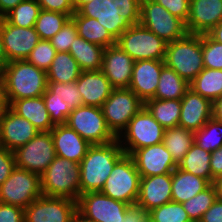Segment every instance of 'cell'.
Here are the masks:
<instances>
[{"instance_id": "cell-10", "label": "cell", "mask_w": 222, "mask_h": 222, "mask_svg": "<svg viewBox=\"0 0 222 222\" xmlns=\"http://www.w3.org/2000/svg\"><path fill=\"white\" fill-rule=\"evenodd\" d=\"M42 195L40 175L15 167L11 175L0 185V202L22 209Z\"/></svg>"}, {"instance_id": "cell-45", "label": "cell", "mask_w": 222, "mask_h": 222, "mask_svg": "<svg viewBox=\"0 0 222 222\" xmlns=\"http://www.w3.org/2000/svg\"><path fill=\"white\" fill-rule=\"evenodd\" d=\"M77 36L76 25L70 18L62 29L50 39V41L57 52H69L71 44L74 43Z\"/></svg>"}, {"instance_id": "cell-41", "label": "cell", "mask_w": 222, "mask_h": 222, "mask_svg": "<svg viewBox=\"0 0 222 222\" xmlns=\"http://www.w3.org/2000/svg\"><path fill=\"white\" fill-rule=\"evenodd\" d=\"M42 96L52 123L54 125L65 124L72 110L69 105L60 96H56L48 89Z\"/></svg>"}, {"instance_id": "cell-15", "label": "cell", "mask_w": 222, "mask_h": 222, "mask_svg": "<svg viewBox=\"0 0 222 222\" xmlns=\"http://www.w3.org/2000/svg\"><path fill=\"white\" fill-rule=\"evenodd\" d=\"M0 32L7 63L14 60H26L41 40L34 27L13 26L5 18H0Z\"/></svg>"}, {"instance_id": "cell-51", "label": "cell", "mask_w": 222, "mask_h": 222, "mask_svg": "<svg viewBox=\"0 0 222 222\" xmlns=\"http://www.w3.org/2000/svg\"><path fill=\"white\" fill-rule=\"evenodd\" d=\"M199 222H222V200L217 198Z\"/></svg>"}, {"instance_id": "cell-44", "label": "cell", "mask_w": 222, "mask_h": 222, "mask_svg": "<svg viewBox=\"0 0 222 222\" xmlns=\"http://www.w3.org/2000/svg\"><path fill=\"white\" fill-rule=\"evenodd\" d=\"M202 53L204 68L222 70V44L208 34H202Z\"/></svg>"}, {"instance_id": "cell-24", "label": "cell", "mask_w": 222, "mask_h": 222, "mask_svg": "<svg viewBox=\"0 0 222 222\" xmlns=\"http://www.w3.org/2000/svg\"><path fill=\"white\" fill-rule=\"evenodd\" d=\"M56 156L80 163L91 144L66 124L51 129Z\"/></svg>"}, {"instance_id": "cell-47", "label": "cell", "mask_w": 222, "mask_h": 222, "mask_svg": "<svg viewBox=\"0 0 222 222\" xmlns=\"http://www.w3.org/2000/svg\"><path fill=\"white\" fill-rule=\"evenodd\" d=\"M162 5L172 15L180 18L185 23L189 16L190 0H154Z\"/></svg>"}, {"instance_id": "cell-23", "label": "cell", "mask_w": 222, "mask_h": 222, "mask_svg": "<svg viewBox=\"0 0 222 222\" xmlns=\"http://www.w3.org/2000/svg\"><path fill=\"white\" fill-rule=\"evenodd\" d=\"M81 16L95 18L117 40L131 24L115 10L114 0H92L78 11Z\"/></svg>"}, {"instance_id": "cell-5", "label": "cell", "mask_w": 222, "mask_h": 222, "mask_svg": "<svg viewBox=\"0 0 222 222\" xmlns=\"http://www.w3.org/2000/svg\"><path fill=\"white\" fill-rule=\"evenodd\" d=\"M165 128L143 106L117 137L125 154L163 142Z\"/></svg>"}, {"instance_id": "cell-28", "label": "cell", "mask_w": 222, "mask_h": 222, "mask_svg": "<svg viewBox=\"0 0 222 222\" xmlns=\"http://www.w3.org/2000/svg\"><path fill=\"white\" fill-rule=\"evenodd\" d=\"M104 50V47L77 36L71 44L69 53L76 60L81 71H98L102 68Z\"/></svg>"}, {"instance_id": "cell-53", "label": "cell", "mask_w": 222, "mask_h": 222, "mask_svg": "<svg viewBox=\"0 0 222 222\" xmlns=\"http://www.w3.org/2000/svg\"><path fill=\"white\" fill-rule=\"evenodd\" d=\"M122 222H149V215L144 209L135 205L126 212Z\"/></svg>"}, {"instance_id": "cell-27", "label": "cell", "mask_w": 222, "mask_h": 222, "mask_svg": "<svg viewBox=\"0 0 222 222\" xmlns=\"http://www.w3.org/2000/svg\"><path fill=\"white\" fill-rule=\"evenodd\" d=\"M210 183L178 167L172 172V201L184 203L206 189Z\"/></svg>"}, {"instance_id": "cell-49", "label": "cell", "mask_w": 222, "mask_h": 222, "mask_svg": "<svg viewBox=\"0 0 222 222\" xmlns=\"http://www.w3.org/2000/svg\"><path fill=\"white\" fill-rule=\"evenodd\" d=\"M42 10L68 14L70 17L75 13L72 0H37Z\"/></svg>"}, {"instance_id": "cell-17", "label": "cell", "mask_w": 222, "mask_h": 222, "mask_svg": "<svg viewBox=\"0 0 222 222\" xmlns=\"http://www.w3.org/2000/svg\"><path fill=\"white\" fill-rule=\"evenodd\" d=\"M39 131L27 119L18 116L9 107L0 116L1 146L15 151L33 139Z\"/></svg>"}, {"instance_id": "cell-54", "label": "cell", "mask_w": 222, "mask_h": 222, "mask_svg": "<svg viewBox=\"0 0 222 222\" xmlns=\"http://www.w3.org/2000/svg\"><path fill=\"white\" fill-rule=\"evenodd\" d=\"M24 0H0V18H4L14 7Z\"/></svg>"}, {"instance_id": "cell-48", "label": "cell", "mask_w": 222, "mask_h": 222, "mask_svg": "<svg viewBox=\"0 0 222 222\" xmlns=\"http://www.w3.org/2000/svg\"><path fill=\"white\" fill-rule=\"evenodd\" d=\"M16 167L15 155L11 150L0 146V185L11 175Z\"/></svg>"}, {"instance_id": "cell-46", "label": "cell", "mask_w": 222, "mask_h": 222, "mask_svg": "<svg viewBox=\"0 0 222 222\" xmlns=\"http://www.w3.org/2000/svg\"><path fill=\"white\" fill-rule=\"evenodd\" d=\"M141 0H114L116 12L131 25L140 21Z\"/></svg>"}, {"instance_id": "cell-6", "label": "cell", "mask_w": 222, "mask_h": 222, "mask_svg": "<svg viewBox=\"0 0 222 222\" xmlns=\"http://www.w3.org/2000/svg\"><path fill=\"white\" fill-rule=\"evenodd\" d=\"M141 176L131 155L124 154L114 165L101 192L110 198L136 205Z\"/></svg>"}, {"instance_id": "cell-16", "label": "cell", "mask_w": 222, "mask_h": 222, "mask_svg": "<svg viewBox=\"0 0 222 222\" xmlns=\"http://www.w3.org/2000/svg\"><path fill=\"white\" fill-rule=\"evenodd\" d=\"M131 157L141 177L172 173L178 167L163 143L137 149Z\"/></svg>"}, {"instance_id": "cell-12", "label": "cell", "mask_w": 222, "mask_h": 222, "mask_svg": "<svg viewBox=\"0 0 222 222\" xmlns=\"http://www.w3.org/2000/svg\"><path fill=\"white\" fill-rule=\"evenodd\" d=\"M131 207L101 191L81 194L77 201V211L94 222H122Z\"/></svg>"}, {"instance_id": "cell-7", "label": "cell", "mask_w": 222, "mask_h": 222, "mask_svg": "<svg viewBox=\"0 0 222 222\" xmlns=\"http://www.w3.org/2000/svg\"><path fill=\"white\" fill-rule=\"evenodd\" d=\"M116 45L136 62L164 60L167 42L138 23L125 30L116 40Z\"/></svg>"}, {"instance_id": "cell-57", "label": "cell", "mask_w": 222, "mask_h": 222, "mask_svg": "<svg viewBox=\"0 0 222 222\" xmlns=\"http://www.w3.org/2000/svg\"><path fill=\"white\" fill-rule=\"evenodd\" d=\"M8 108V103L5 96L3 82H0V116L5 112Z\"/></svg>"}, {"instance_id": "cell-61", "label": "cell", "mask_w": 222, "mask_h": 222, "mask_svg": "<svg viewBox=\"0 0 222 222\" xmlns=\"http://www.w3.org/2000/svg\"><path fill=\"white\" fill-rule=\"evenodd\" d=\"M91 1L92 0H72L75 12H77L84 4Z\"/></svg>"}, {"instance_id": "cell-55", "label": "cell", "mask_w": 222, "mask_h": 222, "mask_svg": "<svg viewBox=\"0 0 222 222\" xmlns=\"http://www.w3.org/2000/svg\"><path fill=\"white\" fill-rule=\"evenodd\" d=\"M212 117L222 122V95L212 103Z\"/></svg>"}, {"instance_id": "cell-56", "label": "cell", "mask_w": 222, "mask_h": 222, "mask_svg": "<svg viewBox=\"0 0 222 222\" xmlns=\"http://www.w3.org/2000/svg\"><path fill=\"white\" fill-rule=\"evenodd\" d=\"M213 40L222 44V21L207 33Z\"/></svg>"}, {"instance_id": "cell-34", "label": "cell", "mask_w": 222, "mask_h": 222, "mask_svg": "<svg viewBox=\"0 0 222 222\" xmlns=\"http://www.w3.org/2000/svg\"><path fill=\"white\" fill-rule=\"evenodd\" d=\"M162 143L178 165L194 143V132L181 126L165 129Z\"/></svg>"}, {"instance_id": "cell-1", "label": "cell", "mask_w": 222, "mask_h": 222, "mask_svg": "<svg viewBox=\"0 0 222 222\" xmlns=\"http://www.w3.org/2000/svg\"><path fill=\"white\" fill-rule=\"evenodd\" d=\"M125 154L118 139L91 145L80 164V195L101 191L115 163Z\"/></svg>"}, {"instance_id": "cell-25", "label": "cell", "mask_w": 222, "mask_h": 222, "mask_svg": "<svg viewBox=\"0 0 222 222\" xmlns=\"http://www.w3.org/2000/svg\"><path fill=\"white\" fill-rule=\"evenodd\" d=\"M76 83L85 106L101 108L114 89L101 70L81 71Z\"/></svg>"}, {"instance_id": "cell-32", "label": "cell", "mask_w": 222, "mask_h": 222, "mask_svg": "<svg viewBox=\"0 0 222 222\" xmlns=\"http://www.w3.org/2000/svg\"><path fill=\"white\" fill-rule=\"evenodd\" d=\"M46 73L48 82L65 84L75 82L81 74V69L69 52H57Z\"/></svg>"}, {"instance_id": "cell-26", "label": "cell", "mask_w": 222, "mask_h": 222, "mask_svg": "<svg viewBox=\"0 0 222 222\" xmlns=\"http://www.w3.org/2000/svg\"><path fill=\"white\" fill-rule=\"evenodd\" d=\"M18 116L29 120L39 132H48L55 126L46 109L43 96L14 100L8 106Z\"/></svg>"}, {"instance_id": "cell-35", "label": "cell", "mask_w": 222, "mask_h": 222, "mask_svg": "<svg viewBox=\"0 0 222 222\" xmlns=\"http://www.w3.org/2000/svg\"><path fill=\"white\" fill-rule=\"evenodd\" d=\"M189 88L213 103L222 95V70L204 68L189 83Z\"/></svg>"}, {"instance_id": "cell-59", "label": "cell", "mask_w": 222, "mask_h": 222, "mask_svg": "<svg viewBox=\"0 0 222 222\" xmlns=\"http://www.w3.org/2000/svg\"><path fill=\"white\" fill-rule=\"evenodd\" d=\"M0 64L4 67L7 64V57L3 46L2 35L0 32Z\"/></svg>"}, {"instance_id": "cell-50", "label": "cell", "mask_w": 222, "mask_h": 222, "mask_svg": "<svg viewBox=\"0 0 222 222\" xmlns=\"http://www.w3.org/2000/svg\"><path fill=\"white\" fill-rule=\"evenodd\" d=\"M0 222H24V209L0 202Z\"/></svg>"}, {"instance_id": "cell-8", "label": "cell", "mask_w": 222, "mask_h": 222, "mask_svg": "<svg viewBox=\"0 0 222 222\" xmlns=\"http://www.w3.org/2000/svg\"><path fill=\"white\" fill-rule=\"evenodd\" d=\"M144 102L129 88L113 89L101 109L107 127L118 137Z\"/></svg>"}, {"instance_id": "cell-29", "label": "cell", "mask_w": 222, "mask_h": 222, "mask_svg": "<svg viewBox=\"0 0 222 222\" xmlns=\"http://www.w3.org/2000/svg\"><path fill=\"white\" fill-rule=\"evenodd\" d=\"M71 19L74 21L78 36L88 42L95 43L104 48L116 44V39L95 18L81 16L75 12Z\"/></svg>"}, {"instance_id": "cell-2", "label": "cell", "mask_w": 222, "mask_h": 222, "mask_svg": "<svg viewBox=\"0 0 222 222\" xmlns=\"http://www.w3.org/2000/svg\"><path fill=\"white\" fill-rule=\"evenodd\" d=\"M3 86L9 106L14 100L42 96L48 86L47 73L26 60L10 61L3 68Z\"/></svg>"}, {"instance_id": "cell-20", "label": "cell", "mask_w": 222, "mask_h": 222, "mask_svg": "<svg viewBox=\"0 0 222 222\" xmlns=\"http://www.w3.org/2000/svg\"><path fill=\"white\" fill-rule=\"evenodd\" d=\"M222 21V0H190L186 29L190 34H207Z\"/></svg>"}, {"instance_id": "cell-4", "label": "cell", "mask_w": 222, "mask_h": 222, "mask_svg": "<svg viewBox=\"0 0 222 222\" xmlns=\"http://www.w3.org/2000/svg\"><path fill=\"white\" fill-rule=\"evenodd\" d=\"M42 195L68 198L78 201L80 197V164L55 156L40 175Z\"/></svg>"}, {"instance_id": "cell-60", "label": "cell", "mask_w": 222, "mask_h": 222, "mask_svg": "<svg viewBox=\"0 0 222 222\" xmlns=\"http://www.w3.org/2000/svg\"><path fill=\"white\" fill-rule=\"evenodd\" d=\"M70 222H94L86 219L83 215H81L78 211L74 214Z\"/></svg>"}, {"instance_id": "cell-40", "label": "cell", "mask_w": 222, "mask_h": 222, "mask_svg": "<svg viewBox=\"0 0 222 222\" xmlns=\"http://www.w3.org/2000/svg\"><path fill=\"white\" fill-rule=\"evenodd\" d=\"M149 222H192L182 203L168 202L148 212Z\"/></svg>"}, {"instance_id": "cell-30", "label": "cell", "mask_w": 222, "mask_h": 222, "mask_svg": "<svg viewBox=\"0 0 222 222\" xmlns=\"http://www.w3.org/2000/svg\"><path fill=\"white\" fill-rule=\"evenodd\" d=\"M144 107L165 129L178 126L181 112V100H159L152 98L144 102Z\"/></svg>"}, {"instance_id": "cell-33", "label": "cell", "mask_w": 222, "mask_h": 222, "mask_svg": "<svg viewBox=\"0 0 222 222\" xmlns=\"http://www.w3.org/2000/svg\"><path fill=\"white\" fill-rule=\"evenodd\" d=\"M211 152L203 150L197 143H193L189 151L178 164V168L206 179L212 183V172L210 168Z\"/></svg>"}, {"instance_id": "cell-11", "label": "cell", "mask_w": 222, "mask_h": 222, "mask_svg": "<svg viewBox=\"0 0 222 222\" xmlns=\"http://www.w3.org/2000/svg\"><path fill=\"white\" fill-rule=\"evenodd\" d=\"M139 23L165 42H173L188 32L186 24L154 0H141Z\"/></svg>"}, {"instance_id": "cell-19", "label": "cell", "mask_w": 222, "mask_h": 222, "mask_svg": "<svg viewBox=\"0 0 222 222\" xmlns=\"http://www.w3.org/2000/svg\"><path fill=\"white\" fill-rule=\"evenodd\" d=\"M172 173L141 177L136 206L147 213L172 201Z\"/></svg>"}, {"instance_id": "cell-37", "label": "cell", "mask_w": 222, "mask_h": 222, "mask_svg": "<svg viewBox=\"0 0 222 222\" xmlns=\"http://www.w3.org/2000/svg\"><path fill=\"white\" fill-rule=\"evenodd\" d=\"M70 18L68 14L41 10L34 28L41 40H50Z\"/></svg>"}, {"instance_id": "cell-42", "label": "cell", "mask_w": 222, "mask_h": 222, "mask_svg": "<svg viewBox=\"0 0 222 222\" xmlns=\"http://www.w3.org/2000/svg\"><path fill=\"white\" fill-rule=\"evenodd\" d=\"M56 53L57 51L52 46L50 40H40L26 58V61L37 68L47 71L53 62Z\"/></svg>"}, {"instance_id": "cell-14", "label": "cell", "mask_w": 222, "mask_h": 222, "mask_svg": "<svg viewBox=\"0 0 222 222\" xmlns=\"http://www.w3.org/2000/svg\"><path fill=\"white\" fill-rule=\"evenodd\" d=\"M76 212V201L41 195L24 209V222H70Z\"/></svg>"}, {"instance_id": "cell-3", "label": "cell", "mask_w": 222, "mask_h": 222, "mask_svg": "<svg viewBox=\"0 0 222 222\" xmlns=\"http://www.w3.org/2000/svg\"><path fill=\"white\" fill-rule=\"evenodd\" d=\"M164 63L191 83L204 69L202 34L187 33L184 37L167 43Z\"/></svg>"}, {"instance_id": "cell-22", "label": "cell", "mask_w": 222, "mask_h": 222, "mask_svg": "<svg viewBox=\"0 0 222 222\" xmlns=\"http://www.w3.org/2000/svg\"><path fill=\"white\" fill-rule=\"evenodd\" d=\"M212 118V102L188 89L181 99L178 126L193 132L201 129Z\"/></svg>"}, {"instance_id": "cell-31", "label": "cell", "mask_w": 222, "mask_h": 222, "mask_svg": "<svg viewBox=\"0 0 222 222\" xmlns=\"http://www.w3.org/2000/svg\"><path fill=\"white\" fill-rule=\"evenodd\" d=\"M189 89V83L181 78L172 68L164 65L161 70L159 83L156 89L154 99L181 100Z\"/></svg>"}, {"instance_id": "cell-62", "label": "cell", "mask_w": 222, "mask_h": 222, "mask_svg": "<svg viewBox=\"0 0 222 222\" xmlns=\"http://www.w3.org/2000/svg\"><path fill=\"white\" fill-rule=\"evenodd\" d=\"M3 66L0 64V82H3Z\"/></svg>"}, {"instance_id": "cell-39", "label": "cell", "mask_w": 222, "mask_h": 222, "mask_svg": "<svg viewBox=\"0 0 222 222\" xmlns=\"http://www.w3.org/2000/svg\"><path fill=\"white\" fill-rule=\"evenodd\" d=\"M194 142L203 150L212 152L222 146V122L213 117L199 130L194 132Z\"/></svg>"}, {"instance_id": "cell-18", "label": "cell", "mask_w": 222, "mask_h": 222, "mask_svg": "<svg viewBox=\"0 0 222 222\" xmlns=\"http://www.w3.org/2000/svg\"><path fill=\"white\" fill-rule=\"evenodd\" d=\"M135 61L118 45L106 47L101 71L114 89L129 88Z\"/></svg>"}, {"instance_id": "cell-36", "label": "cell", "mask_w": 222, "mask_h": 222, "mask_svg": "<svg viewBox=\"0 0 222 222\" xmlns=\"http://www.w3.org/2000/svg\"><path fill=\"white\" fill-rule=\"evenodd\" d=\"M37 0H24L14 7L4 18L13 26L31 28L41 11Z\"/></svg>"}, {"instance_id": "cell-9", "label": "cell", "mask_w": 222, "mask_h": 222, "mask_svg": "<svg viewBox=\"0 0 222 222\" xmlns=\"http://www.w3.org/2000/svg\"><path fill=\"white\" fill-rule=\"evenodd\" d=\"M65 124L91 145L107 144L117 139L107 127L100 107L83 105L72 109Z\"/></svg>"}, {"instance_id": "cell-13", "label": "cell", "mask_w": 222, "mask_h": 222, "mask_svg": "<svg viewBox=\"0 0 222 222\" xmlns=\"http://www.w3.org/2000/svg\"><path fill=\"white\" fill-rule=\"evenodd\" d=\"M13 152L17 167L41 175L56 156L51 131L39 132Z\"/></svg>"}, {"instance_id": "cell-52", "label": "cell", "mask_w": 222, "mask_h": 222, "mask_svg": "<svg viewBox=\"0 0 222 222\" xmlns=\"http://www.w3.org/2000/svg\"><path fill=\"white\" fill-rule=\"evenodd\" d=\"M210 168L213 183L217 177L222 176V146L211 152Z\"/></svg>"}, {"instance_id": "cell-43", "label": "cell", "mask_w": 222, "mask_h": 222, "mask_svg": "<svg viewBox=\"0 0 222 222\" xmlns=\"http://www.w3.org/2000/svg\"><path fill=\"white\" fill-rule=\"evenodd\" d=\"M47 89L60 96L63 101H65L71 109H75L79 106H83L82 95L77 88V83H57V82H48Z\"/></svg>"}, {"instance_id": "cell-21", "label": "cell", "mask_w": 222, "mask_h": 222, "mask_svg": "<svg viewBox=\"0 0 222 222\" xmlns=\"http://www.w3.org/2000/svg\"><path fill=\"white\" fill-rule=\"evenodd\" d=\"M164 65V60H140L134 63L129 89L143 102L155 96Z\"/></svg>"}, {"instance_id": "cell-38", "label": "cell", "mask_w": 222, "mask_h": 222, "mask_svg": "<svg viewBox=\"0 0 222 222\" xmlns=\"http://www.w3.org/2000/svg\"><path fill=\"white\" fill-rule=\"evenodd\" d=\"M217 199L216 189L211 183L206 189L199 192L196 196L182 203L184 210L192 222H199L202 215L212 206Z\"/></svg>"}, {"instance_id": "cell-58", "label": "cell", "mask_w": 222, "mask_h": 222, "mask_svg": "<svg viewBox=\"0 0 222 222\" xmlns=\"http://www.w3.org/2000/svg\"><path fill=\"white\" fill-rule=\"evenodd\" d=\"M213 184L216 189L217 198L222 200V176L217 177Z\"/></svg>"}]
</instances>
